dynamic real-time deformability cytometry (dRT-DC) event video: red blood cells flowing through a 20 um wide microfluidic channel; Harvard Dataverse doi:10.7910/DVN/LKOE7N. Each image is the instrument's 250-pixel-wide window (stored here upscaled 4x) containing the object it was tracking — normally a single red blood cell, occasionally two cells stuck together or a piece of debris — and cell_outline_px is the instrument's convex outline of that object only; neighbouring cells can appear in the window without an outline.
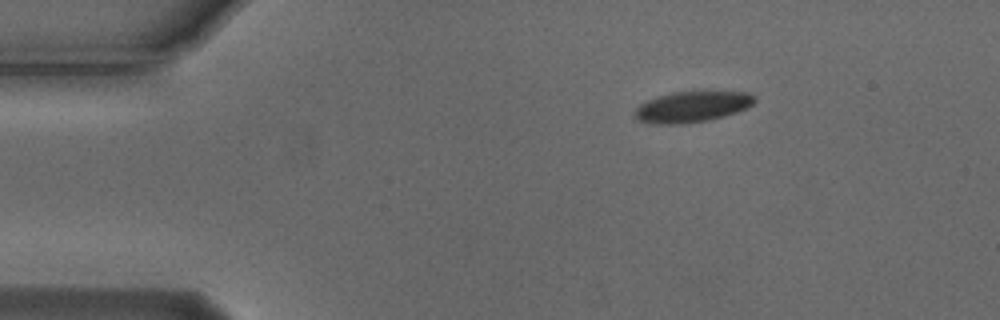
{"species": "Egyptian fruit bat (a non-hibernating species)", "species_latin": "Rousettus aegyptiacus", "temperature_condition": "cold", "stored_images_in_passage": 47, "camera_frame_rate_fps": 3000, "um_per_image_px": 0.085, "animal": {"sex": "male"}, "frame": {"image": 1, "passage_image": 1, "time_ms": 0.0, "image_size_px": [1000, 320], "cell_outline_px": [[756, 100], [752, 104], [736, 112], [724, 116], [708, 120], [688, 124], [652, 124], [636, 120], [632, 112], [640, 104], [656, 96], [672, 92], [704, 88], [748, 92], [756, 96]], "centroid_in_image_um": [58.83, 9.02], "position_along_channel_um": 26.2, "area_um2": 22.77}}
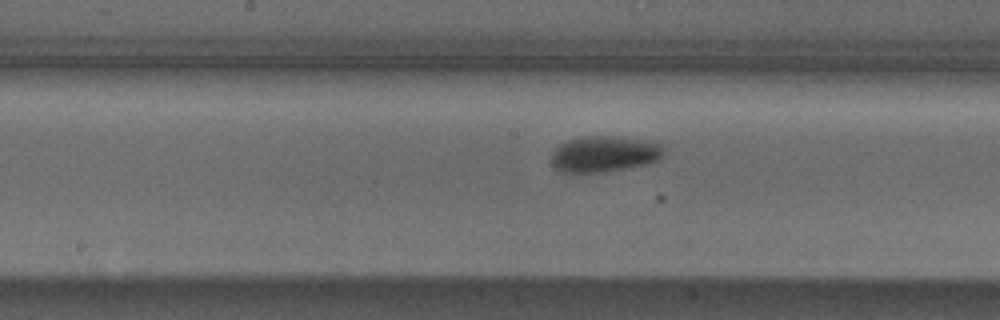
{"frame": {"image": 2, "passage_image": 20, "time_ms": 6.333, "image_size_px": [1000, 320], "cell_outline_px": [[664, 156], [660, 160], [648, 164], [600, 172], [564, 172], [556, 168], [552, 164], [552, 152], [560, 144], [568, 140], [580, 136], [608, 136], [636, 140], [660, 144], [664, 152]], "centroid_in_image_um": [51.34, 13.09], "position_along_channel_um": 196.9, "area_um2": 23.18}}
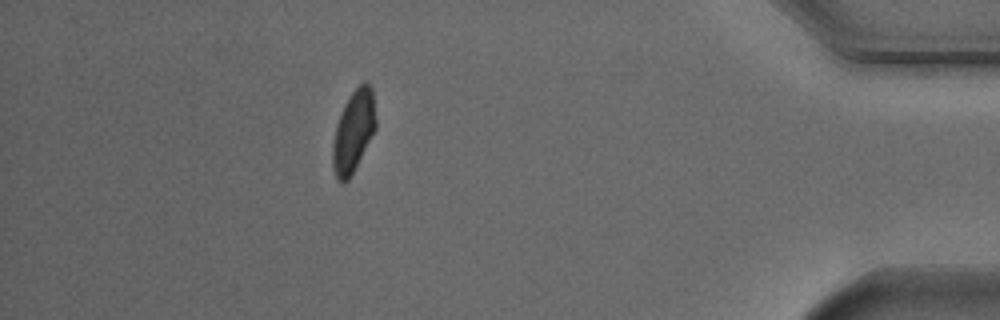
{"frame": {"image": 3, "passage_image": 41, "time_ms": 13.333, "image_size_px": [1000, 320], "cell_outline_px": [[376, 128], [348, 180], [344, 184], [340, 184], [336, 180], [332, 168], [332, 140], [336, 124], [340, 112], [348, 96], [364, 80], [368, 80], [372, 88], [376, 120]], "centroid_in_image_um": [30.01, 11.16], "position_along_channel_um": 405.2, "area_um2": 20.87}, "authors_computed_cell_mechanics": {"area_um2": 22.3108, "velocity_mm_per_s": 3.7086, "shape_relaxation_time_tau1_ms": 2.4726, "shape_relaxation_time_tau2_ms": null, "deformation_change_tau1": 0.1022, "deformation_change_tau2": null}}